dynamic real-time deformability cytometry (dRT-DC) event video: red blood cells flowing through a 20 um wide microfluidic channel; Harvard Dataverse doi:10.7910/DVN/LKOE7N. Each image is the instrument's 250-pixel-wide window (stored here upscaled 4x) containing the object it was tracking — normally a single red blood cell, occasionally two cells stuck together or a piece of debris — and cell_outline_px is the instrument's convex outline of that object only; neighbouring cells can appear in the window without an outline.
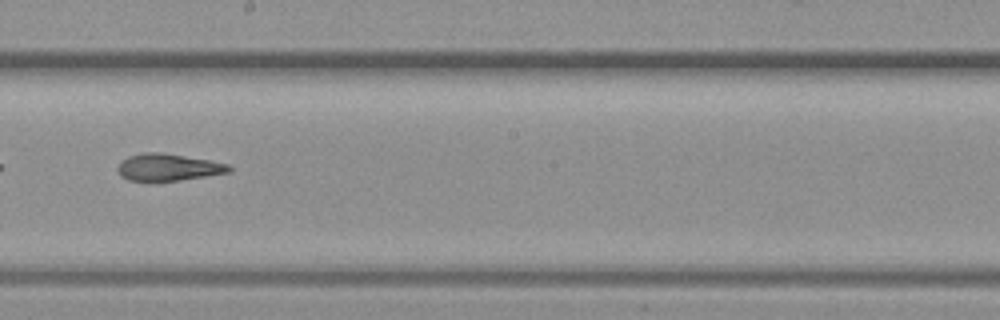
{"species": "common noctule bat (a hibernating species)", "species_latin": "Nyctalus noctula", "temperature_condition": "warm", "stored_images_in_passage": 52, "camera_frame_rate_fps": 3000, "um_per_image_px": 0.085, "animal": {"sex": "female", "body_mass_g": 19.3, "forearm_length_mm": 54.1}, "frame": {"image": 1, "passage_image": 30, "time_ms": 9.667, "image_size_px": [1000, 320], "cell_outline_px": [[232, 172], [180, 180], [128, 180], [120, 176], [116, 168], [128, 156], [144, 152], [160, 152], [208, 160], [228, 164], [232, 168]], "centroid_in_image_um": [14.3, 14.21], "position_along_channel_um": 233.9, "area_um2": 17.28}}